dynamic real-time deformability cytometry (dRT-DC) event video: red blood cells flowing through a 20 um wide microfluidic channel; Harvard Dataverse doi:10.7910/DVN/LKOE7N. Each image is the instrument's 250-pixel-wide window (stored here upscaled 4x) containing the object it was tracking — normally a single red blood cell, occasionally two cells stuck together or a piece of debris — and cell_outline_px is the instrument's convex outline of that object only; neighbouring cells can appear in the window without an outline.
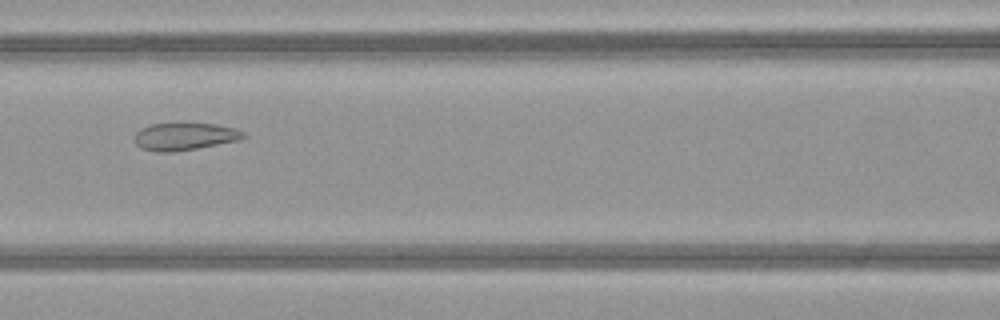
{"species": "common noctule bat (a hibernating species)", "species_latin": "Nyctalus noctula", "temperature_condition": "warm", "stored_images_in_passage": 40, "camera_frame_rate_fps": 3000, "um_per_image_px": 0.085, "animal": {"sex": "female", "body_mass_g": 21.9}, "frame": {"image": 1, "passage_image": 12, "time_ms": 3.667, "image_size_px": [1000, 320], "cell_outline_px": [[248, 136], [240, 140], [196, 148], [172, 152], [156, 152], [140, 148], [136, 144], [136, 132], [140, 128], [148, 124], [180, 120], [184, 120], [216, 124], [236, 128], [244, 132]], "centroid_in_image_um": [15.7, 11.54], "position_along_channel_um": 150.9, "area_um2": 18.38}}
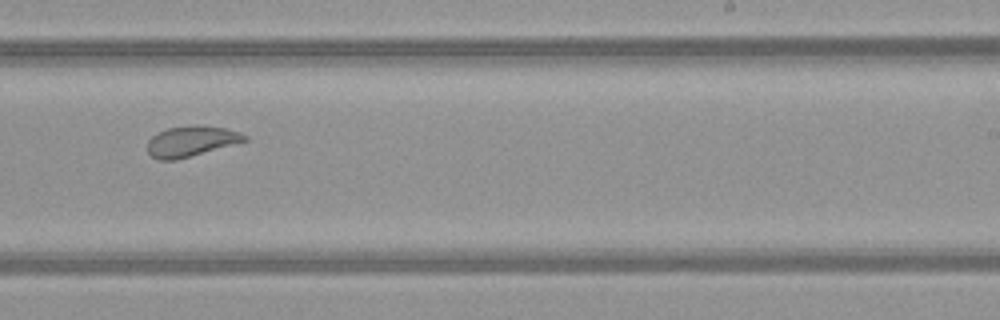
{"frame": {"image": 2, "passage_image": 21, "time_ms": 6.667, "image_size_px": [1000, 320], "cell_outline_px": [[248, 140], [176, 160], [160, 160], [152, 156], [148, 152], [148, 140], [156, 132], [168, 128], [196, 124], [224, 128], [240, 132], [248, 136]], "centroid_in_image_um": [16.24, 11.99], "position_along_channel_um": 272.8, "area_um2": 17.22}}
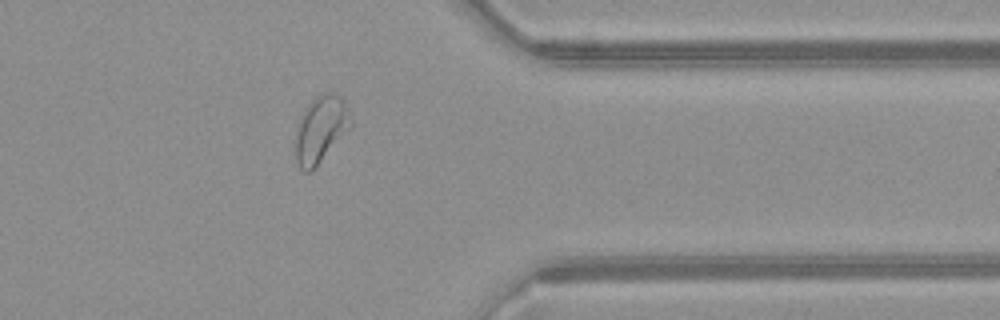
{"frame": {"image": 3, "passage_image": 30, "time_ms": 9.667, "image_size_px": [1000, 320], "cell_outline_px": [[352, 124], [312, 172], [304, 172], [300, 168], [296, 160], [296, 124], [304, 108], [316, 96], [324, 92], [328, 92], [340, 96], [344, 100], [348, 108]], "centroid_in_image_um": [27.23, 10.98], "position_along_channel_um": 384.2, "area_um2": 21.39}, "authors_computed_cell_mechanics": {"area_um2": 19.3919, "velocity_mm_per_s": 4.0695, "shape_relaxation_time_tau1_ms": null, "shape_relaxation_time_tau2_ms": 0.8158, "deformation_change_tau1": null, "deformation_change_tau2": 0.0617}}